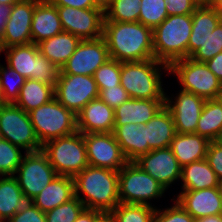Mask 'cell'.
I'll list each match as a JSON object with an SVG mask.
<instances>
[{
    "label": "cell",
    "instance_id": "obj_1",
    "mask_svg": "<svg viewBox=\"0 0 222 222\" xmlns=\"http://www.w3.org/2000/svg\"><path fill=\"white\" fill-rule=\"evenodd\" d=\"M102 37L111 59L132 62L154 58L153 30L138 21H104Z\"/></svg>",
    "mask_w": 222,
    "mask_h": 222
},
{
    "label": "cell",
    "instance_id": "obj_2",
    "mask_svg": "<svg viewBox=\"0 0 222 222\" xmlns=\"http://www.w3.org/2000/svg\"><path fill=\"white\" fill-rule=\"evenodd\" d=\"M73 181L74 196L85 208L112 211L120 203L118 171L88 165Z\"/></svg>",
    "mask_w": 222,
    "mask_h": 222
},
{
    "label": "cell",
    "instance_id": "obj_3",
    "mask_svg": "<svg viewBox=\"0 0 222 222\" xmlns=\"http://www.w3.org/2000/svg\"><path fill=\"white\" fill-rule=\"evenodd\" d=\"M222 52V17L210 6L200 5L192 13L188 57L206 62Z\"/></svg>",
    "mask_w": 222,
    "mask_h": 222
},
{
    "label": "cell",
    "instance_id": "obj_4",
    "mask_svg": "<svg viewBox=\"0 0 222 222\" xmlns=\"http://www.w3.org/2000/svg\"><path fill=\"white\" fill-rule=\"evenodd\" d=\"M192 14L168 16L153 30L154 58L170 66L188 57Z\"/></svg>",
    "mask_w": 222,
    "mask_h": 222
},
{
    "label": "cell",
    "instance_id": "obj_5",
    "mask_svg": "<svg viewBox=\"0 0 222 222\" xmlns=\"http://www.w3.org/2000/svg\"><path fill=\"white\" fill-rule=\"evenodd\" d=\"M161 69L169 72V66L155 58L121 62L120 84L133 99H165Z\"/></svg>",
    "mask_w": 222,
    "mask_h": 222
},
{
    "label": "cell",
    "instance_id": "obj_6",
    "mask_svg": "<svg viewBox=\"0 0 222 222\" xmlns=\"http://www.w3.org/2000/svg\"><path fill=\"white\" fill-rule=\"evenodd\" d=\"M4 51L7 66L26 79L47 83L55 88L61 69L40 53L37 44L10 46Z\"/></svg>",
    "mask_w": 222,
    "mask_h": 222
},
{
    "label": "cell",
    "instance_id": "obj_7",
    "mask_svg": "<svg viewBox=\"0 0 222 222\" xmlns=\"http://www.w3.org/2000/svg\"><path fill=\"white\" fill-rule=\"evenodd\" d=\"M42 151L57 175L74 177L89 165L84 136L79 131L46 142Z\"/></svg>",
    "mask_w": 222,
    "mask_h": 222
},
{
    "label": "cell",
    "instance_id": "obj_8",
    "mask_svg": "<svg viewBox=\"0 0 222 222\" xmlns=\"http://www.w3.org/2000/svg\"><path fill=\"white\" fill-rule=\"evenodd\" d=\"M28 114L41 145L77 131L76 115L55 97Z\"/></svg>",
    "mask_w": 222,
    "mask_h": 222
},
{
    "label": "cell",
    "instance_id": "obj_9",
    "mask_svg": "<svg viewBox=\"0 0 222 222\" xmlns=\"http://www.w3.org/2000/svg\"><path fill=\"white\" fill-rule=\"evenodd\" d=\"M120 203L152 206L150 200L162 197L166 189L135 162L118 171ZM151 203V204H150Z\"/></svg>",
    "mask_w": 222,
    "mask_h": 222
},
{
    "label": "cell",
    "instance_id": "obj_10",
    "mask_svg": "<svg viewBox=\"0 0 222 222\" xmlns=\"http://www.w3.org/2000/svg\"><path fill=\"white\" fill-rule=\"evenodd\" d=\"M168 73L177 76L181 90L196 94L205 100L216 99L222 87V82L205 62H197L189 57L173 62Z\"/></svg>",
    "mask_w": 222,
    "mask_h": 222
},
{
    "label": "cell",
    "instance_id": "obj_11",
    "mask_svg": "<svg viewBox=\"0 0 222 222\" xmlns=\"http://www.w3.org/2000/svg\"><path fill=\"white\" fill-rule=\"evenodd\" d=\"M0 138L22 148L24 153L42 150L29 114L14 103L0 106Z\"/></svg>",
    "mask_w": 222,
    "mask_h": 222
},
{
    "label": "cell",
    "instance_id": "obj_12",
    "mask_svg": "<svg viewBox=\"0 0 222 222\" xmlns=\"http://www.w3.org/2000/svg\"><path fill=\"white\" fill-rule=\"evenodd\" d=\"M54 97L77 115L87 103L99 98V90L93 76L63 74L60 71Z\"/></svg>",
    "mask_w": 222,
    "mask_h": 222
},
{
    "label": "cell",
    "instance_id": "obj_13",
    "mask_svg": "<svg viewBox=\"0 0 222 222\" xmlns=\"http://www.w3.org/2000/svg\"><path fill=\"white\" fill-rule=\"evenodd\" d=\"M16 175L14 177L23 194L35 198L57 176V173L49 163L47 155L40 150L24 154Z\"/></svg>",
    "mask_w": 222,
    "mask_h": 222
},
{
    "label": "cell",
    "instance_id": "obj_14",
    "mask_svg": "<svg viewBox=\"0 0 222 222\" xmlns=\"http://www.w3.org/2000/svg\"><path fill=\"white\" fill-rule=\"evenodd\" d=\"M57 12L64 31L78 36L81 40L102 37L105 19L103 9L57 6Z\"/></svg>",
    "mask_w": 222,
    "mask_h": 222
},
{
    "label": "cell",
    "instance_id": "obj_15",
    "mask_svg": "<svg viewBox=\"0 0 222 222\" xmlns=\"http://www.w3.org/2000/svg\"><path fill=\"white\" fill-rule=\"evenodd\" d=\"M109 57L108 47L103 37L81 40L74 53L62 66L63 74L93 76L95 71Z\"/></svg>",
    "mask_w": 222,
    "mask_h": 222
},
{
    "label": "cell",
    "instance_id": "obj_16",
    "mask_svg": "<svg viewBox=\"0 0 222 222\" xmlns=\"http://www.w3.org/2000/svg\"><path fill=\"white\" fill-rule=\"evenodd\" d=\"M90 166L119 171L128 161L113 132L83 134Z\"/></svg>",
    "mask_w": 222,
    "mask_h": 222
},
{
    "label": "cell",
    "instance_id": "obj_17",
    "mask_svg": "<svg viewBox=\"0 0 222 222\" xmlns=\"http://www.w3.org/2000/svg\"><path fill=\"white\" fill-rule=\"evenodd\" d=\"M179 94V95H178ZM174 97L165 95V106L170 110L177 133H195L201 116L205 99L191 92L179 90Z\"/></svg>",
    "mask_w": 222,
    "mask_h": 222
},
{
    "label": "cell",
    "instance_id": "obj_18",
    "mask_svg": "<svg viewBox=\"0 0 222 222\" xmlns=\"http://www.w3.org/2000/svg\"><path fill=\"white\" fill-rule=\"evenodd\" d=\"M134 162L166 190L181 178V166L169 147L151 150Z\"/></svg>",
    "mask_w": 222,
    "mask_h": 222
},
{
    "label": "cell",
    "instance_id": "obj_19",
    "mask_svg": "<svg viewBox=\"0 0 222 222\" xmlns=\"http://www.w3.org/2000/svg\"><path fill=\"white\" fill-rule=\"evenodd\" d=\"M35 6L36 0H22L13 5L2 33L4 48L32 43L31 23Z\"/></svg>",
    "mask_w": 222,
    "mask_h": 222
},
{
    "label": "cell",
    "instance_id": "obj_20",
    "mask_svg": "<svg viewBox=\"0 0 222 222\" xmlns=\"http://www.w3.org/2000/svg\"><path fill=\"white\" fill-rule=\"evenodd\" d=\"M176 202L194 219L222 214L218 187L183 190L178 194Z\"/></svg>",
    "mask_w": 222,
    "mask_h": 222
},
{
    "label": "cell",
    "instance_id": "obj_21",
    "mask_svg": "<svg viewBox=\"0 0 222 222\" xmlns=\"http://www.w3.org/2000/svg\"><path fill=\"white\" fill-rule=\"evenodd\" d=\"M77 131L86 133H110L115 124L114 109L100 98L91 100L76 115Z\"/></svg>",
    "mask_w": 222,
    "mask_h": 222
},
{
    "label": "cell",
    "instance_id": "obj_22",
    "mask_svg": "<svg viewBox=\"0 0 222 222\" xmlns=\"http://www.w3.org/2000/svg\"><path fill=\"white\" fill-rule=\"evenodd\" d=\"M165 105V99H133L125 101L114 109L115 124L125 125L129 123L138 126L145 125Z\"/></svg>",
    "mask_w": 222,
    "mask_h": 222
},
{
    "label": "cell",
    "instance_id": "obj_23",
    "mask_svg": "<svg viewBox=\"0 0 222 222\" xmlns=\"http://www.w3.org/2000/svg\"><path fill=\"white\" fill-rule=\"evenodd\" d=\"M63 30L57 6L48 0H36L31 23L32 43L38 44L45 39L60 34Z\"/></svg>",
    "mask_w": 222,
    "mask_h": 222
},
{
    "label": "cell",
    "instance_id": "obj_24",
    "mask_svg": "<svg viewBox=\"0 0 222 222\" xmlns=\"http://www.w3.org/2000/svg\"><path fill=\"white\" fill-rule=\"evenodd\" d=\"M33 206L34 198L23 194L14 176H0V217L4 222Z\"/></svg>",
    "mask_w": 222,
    "mask_h": 222
},
{
    "label": "cell",
    "instance_id": "obj_25",
    "mask_svg": "<svg viewBox=\"0 0 222 222\" xmlns=\"http://www.w3.org/2000/svg\"><path fill=\"white\" fill-rule=\"evenodd\" d=\"M144 126L145 143H148L151 150L170 147L177 133L173 116L165 105Z\"/></svg>",
    "mask_w": 222,
    "mask_h": 222
},
{
    "label": "cell",
    "instance_id": "obj_26",
    "mask_svg": "<svg viewBox=\"0 0 222 222\" xmlns=\"http://www.w3.org/2000/svg\"><path fill=\"white\" fill-rule=\"evenodd\" d=\"M113 134L128 162L136 161L151 149L145 143V126L133 123L114 125Z\"/></svg>",
    "mask_w": 222,
    "mask_h": 222
},
{
    "label": "cell",
    "instance_id": "obj_27",
    "mask_svg": "<svg viewBox=\"0 0 222 222\" xmlns=\"http://www.w3.org/2000/svg\"><path fill=\"white\" fill-rule=\"evenodd\" d=\"M209 143L207 138L196 133H176L169 148L179 165L183 167L194 161L206 159Z\"/></svg>",
    "mask_w": 222,
    "mask_h": 222
},
{
    "label": "cell",
    "instance_id": "obj_28",
    "mask_svg": "<svg viewBox=\"0 0 222 222\" xmlns=\"http://www.w3.org/2000/svg\"><path fill=\"white\" fill-rule=\"evenodd\" d=\"M74 197L73 177L57 175L43 191L34 198V205L46 213Z\"/></svg>",
    "mask_w": 222,
    "mask_h": 222
},
{
    "label": "cell",
    "instance_id": "obj_29",
    "mask_svg": "<svg viewBox=\"0 0 222 222\" xmlns=\"http://www.w3.org/2000/svg\"><path fill=\"white\" fill-rule=\"evenodd\" d=\"M81 39L69 32L62 31L52 38L38 43L40 53L60 69L76 50Z\"/></svg>",
    "mask_w": 222,
    "mask_h": 222
},
{
    "label": "cell",
    "instance_id": "obj_30",
    "mask_svg": "<svg viewBox=\"0 0 222 222\" xmlns=\"http://www.w3.org/2000/svg\"><path fill=\"white\" fill-rule=\"evenodd\" d=\"M181 181L183 190H201L218 187L220 181L209 166L206 159L194 161L181 167Z\"/></svg>",
    "mask_w": 222,
    "mask_h": 222
},
{
    "label": "cell",
    "instance_id": "obj_31",
    "mask_svg": "<svg viewBox=\"0 0 222 222\" xmlns=\"http://www.w3.org/2000/svg\"><path fill=\"white\" fill-rule=\"evenodd\" d=\"M54 98V87L33 79H26L14 103L26 113L42 106Z\"/></svg>",
    "mask_w": 222,
    "mask_h": 222
},
{
    "label": "cell",
    "instance_id": "obj_32",
    "mask_svg": "<svg viewBox=\"0 0 222 222\" xmlns=\"http://www.w3.org/2000/svg\"><path fill=\"white\" fill-rule=\"evenodd\" d=\"M221 132L222 105L217 99L206 100L195 133L209 141H217Z\"/></svg>",
    "mask_w": 222,
    "mask_h": 222
},
{
    "label": "cell",
    "instance_id": "obj_33",
    "mask_svg": "<svg viewBox=\"0 0 222 222\" xmlns=\"http://www.w3.org/2000/svg\"><path fill=\"white\" fill-rule=\"evenodd\" d=\"M141 0H112L104 10V21L137 22Z\"/></svg>",
    "mask_w": 222,
    "mask_h": 222
},
{
    "label": "cell",
    "instance_id": "obj_34",
    "mask_svg": "<svg viewBox=\"0 0 222 222\" xmlns=\"http://www.w3.org/2000/svg\"><path fill=\"white\" fill-rule=\"evenodd\" d=\"M26 78L9 66L0 64V90L4 103H15Z\"/></svg>",
    "mask_w": 222,
    "mask_h": 222
},
{
    "label": "cell",
    "instance_id": "obj_35",
    "mask_svg": "<svg viewBox=\"0 0 222 222\" xmlns=\"http://www.w3.org/2000/svg\"><path fill=\"white\" fill-rule=\"evenodd\" d=\"M156 207L119 203L111 212L117 222H154Z\"/></svg>",
    "mask_w": 222,
    "mask_h": 222
},
{
    "label": "cell",
    "instance_id": "obj_36",
    "mask_svg": "<svg viewBox=\"0 0 222 222\" xmlns=\"http://www.w3.org/2000/svg\"><path fill=\"white\" fill-rule=\"evenodd\" d=\"M168 17L164 0H141L138 22L154 30Z\"/></svg>",
    "mask_w": 222,
    "mask_h": 222
},
{
    "label": "cell",
    "instance_id": "obj_37",
    "mask_svg": "<svg viewBox=\"0 0 222 222\" xmlns=\"http://www.w3.org/2000/svg\"><path fill=\"white\" fill-rule=\"evenodd\" d=\"M22 148L0 138V176H15L23 160Z\"/></svg>",
    "mask_w": 222,
    "mask_h": 222
},
{
    "label": "cell",
    "instance_id": "obj_38",
    "mask_svg": "<svg viewBox=\"0 0 222 222\" xmlns=\"http://www.w3.org/2000/svg\"><path fill=\"white\" fill-rule=\"evenodd\" d=\"M84 209L83 203L74 196L69 201L46 212V222H74Z\"/></svg>",
    "mask_w": 222,
    "mask_h": 222
},
{
    "label": "cell",
    "instance_id": "obj_39",
    "mask_svg": "<svg viewBox=\"0 0 222 222\" xmlns=\"http://www.w3.org/2000/svg\"><path fill=\"white\" fill-rule=\"evenodd\" d=\"M120 75L121 62L110 58L95 71L93 77L100 91L120 85Z\"/></svg>",
    "mask_w": 222,
    "mask_h": 222
},
{
    "label": "cell",
    "instance_id": "obj_40",
    "mask_svg": "<svg viewBox=\"0 0 222 222\" xmlns=\"http://www.w3.org/2000/svg\"><path fill=\"white\" fill-rule=\"evenodd\" d=\"M173 206L155 210L154 222H194V218L174 200Z\"/></svg>",
    "mask_w": 222,
    "mask_h": 222
},
{
    "label": "cell",
    "instance_id": "obj_41",
    "mask_svg": "<svg viewBox=\"0 0 222 222\" xmlns=\"http://www.w3.org/2000/svg\"><path fill=\"white\" fill-rule=\"evenodd\" d=\"M99 98L113 109L129 100L131 97L127 91L120 85L108 87L99 91Z\"/></svg>",
    "mask_w": 222,
    "mask_h": 222
},
{
    "label": "cell",
    "instance_id": "obj_42",
    "mask_svg": "<svg viewBox=\"0 0 222 222\" xmlns=\"http://www.w3.org/2000/svg\"><path fill=\"white\" fill-rule=\"evenodd\" d=\"M168 16L192 14L200 4L196 0H164Z\"/></svg>",
    "mask_w": 222,
    "mask_h": 222
},
{
    "label": "cell",
    "instance_id": "obj_43",
    "mask_svg": "<svg viewBox=\"0 0 222 222\" xmlns=\"http://www.w3.org/2000/svg\"><path fill=\"white\" fill-rule=\"evenodd\" d=\"M206 160L209 166L217 175L219 181H222V145L217 141H210Z\"/></svg>",
    "mask_w": 222,
    "mask_h": 222
},
{
    "label": "cell",
    "instance_id": "obj_44",
    "mask_svg": "<svg viewBox=\"0 0 222 222\" xmlns=\"http://www.w3.org/2000/svg\"><path fill=\"white\" fill-rule=\"evenodd\" d=\"M7 222H46L45 213L35 205L24 212L16 213Z\"/></svg>",
    "mask_w": 222,
    "mask_h": 222
},
{
    "label": "cell",
    "instance_id": "obj_45",
    "mask_svg": "<svg viewBox=\"0 0 222 222\" xmlns=\"http://www.w3.org/2000/svg\"><path fill=\"white\" fill-rule=\"evenodd\" d=\"M55 6H67L77 9L99 8L94 0H48Z\"/></svg>",
    "mask_w": 222,
    "mask_h": 222
},
{
    "label": "cell",
    "instance_id": "obj_46",
    "mask_svg": "<svg viewBox=\"0 0 222 222\" xmlns=\"http://www.w3.org/2000/svg\"><path fill=\"white\" fill-rule=\"evenodd\" d=\"M207 67L222 82V52L205 62Z\"/></svg>",
    "mask_w": 222,
    "mask_h": 222
},
{
    "label": "cell",
    "instance_id": "obj_47",
    "mask_svg": "<svg viewBox=\"0 0 222 222\" xmlns=\"http://www.w3.org/2000/svg\"><path fill=\"white\" fill-rule=\"evenodd\" d=\"M13 5L0 3V34L5 31L6 23L10 17Z\"/></svg>",
    "mask_w": 222,
    "mask_h": 222
},
{
    "label": "cell",
    "instance_id": "obj_48",
    "mask_svg": "<svg viewBox=\"0 0 222 222\" xmlns=\"http://www.w3.org/2000/svg\"><path fill=\"white\" fill-rule=\"evenodd\" d=\"M101 211L85 208L74 222H95L96 216Z\"/></svg>",
    "mask_w": 222,
    "mask_h": 222
},
{
    "label": "cell",
    "instance_id": "obj_49",
    "mask_svg": "<svg viewBox=\"0 0 222 222\" xmlns=\"http://www.w3.org/2000/svg\"><path fill=\"white\" fill-rule=\"evenodd\" d=\"M95 222H117L111 211L100 212L95 219Z\"/></svg>",
    "mask_w": 222,
    "mask_h": 222
},
{
    "label": "cell",
    "instance_id": "obj_50",
    "mask_svg": "<svg viewBox=\"0 0 222 222\" xmlns=\"http://www.w3.org/2000/svg\"><path fill=\"white\" fill-rule=\"evenodd\" d=\"M207 5L222 17V0H208Z\"/></svg>",
    "mask_w": 222,
    "mask_h": 222
},
{
    "label": "cell",
    "instance_id": "obj_51",
    "mask_svg": "<svg viewBox=\"0 0 222 222\" xmlns=\"http://www.w3.org/2000/svg\"><path fill=\"white\" fill-rule=\"evenodd\" d=\"M194 222H222V214L197 218Z\"/></svg>",
    "mask_w": 222,
    "mask_h": 222
},
{
    "label": "cell",
    "instance_id": "obj_52",
    "mask_svg": "<svg viewBox=\"0 0 222 222\" xmlns=\"http://www.w3.org/2000/svg\"><path fill=\"white\" fill-rule=\"evenodd\" d=\"M94 1L96 5L103 10H105L112 2V0H94Z\"/></svg>",
    "mask_w": 222,
    "mask_h": 222
},
{
    "label": "cell",
    "instance_id": "obj_53",
    "mask_svg": "<svg viewBox=\"0 0 222 222\" xmlns=\"http://www.w3.org/2000/svg\"><path fill=\"white\" fill-rule=\"evenodd\" d=\"M20 1H22V0H0V3L14 5Z\"/></svg>",
    "mask_w": 222,
    "mask_h": 222
},
{
    "label": "cell",
    "instance_id": "obj_54",
    "mask_svg": "<svg viewBox=\"0 0 222 222\" xmlns=\"http://www.w3.org/2000/svg\"><path fill=\"white\" fill-rule=\"evenodd\" d=\"M219 103L222 105V87L220 89V91L218 92L217 98H216Z\"/></svg>",
    "mask_w": 222,
    "mask_h": 222
},
{
    "label": "cell",
    "instance_id": "obj_55",
    "mask_svg": "<svg viewBox=\"0 0 222 222\" xmlns=\"http://www.w3.org/2000/svg\"><path fill=\"white\" fill-rule=\"evenodd\" d=\"M4 46H3V42H2V35L0 34V54L4 51Z\"/></svg>",
    "mask_w": 222,
    "mask_h": 222
},
{
    "label": "cell",
    "instance_id": "obj_56",
    "mask_svg": "<svg viewBox=\"0 0 222 222\" xmlns=\"http://www.w3.org/2000/svg\"><path fill=\"white\" fill-rule=\"evenodd\" d=\"M218 190H219L221 201H222V181L218 185Z\"/></svg>",
    "mask_w": 222,
    "mask_h": 222
},
{
    "label": "cell",
    "instance_id": "obj_57",
    "mask_svg": "<svg viewBox=\"0 0 222 222\" xmlns=\"http://www.w3.org/2000/svg\"><path fill=\"white\" fill-rule=\"evenodd\" d=\"M200 5H207L208 0H196Z\"/></svg>",
    "mask_w": 222,
    "mask_h": 222
},
{
    "label": "cell",
    "instance_id": "obj_58",
    "mask_svg": "<svg viewBox=\"0 0 222 222\" xmlns=\"http://www.w3.org/2000/svg\"><path fill=\"white\" fill-rule=\"evenodd\" d=\"M217 142H219L222 145V132H221L219 138L217 139Z\"/></svg>",
    "mask_w": 222,
    "mask_h": 222
},
{
    "label": "cell",
    "instance_id": "obj_59",
    "mask_svg": "<svg viewBox=\"0 0 222 222\" xmlns=\"http://www.w3.org/2000/svg\"><path fill=\"white\" fill-rule=\"evenodd\" d=\"M3 104H4V102L2 101V94H1V90H0V106Z\"/></svg>",
    "mask_w": 222,
    "mask_h": 222
}]
</instances>
